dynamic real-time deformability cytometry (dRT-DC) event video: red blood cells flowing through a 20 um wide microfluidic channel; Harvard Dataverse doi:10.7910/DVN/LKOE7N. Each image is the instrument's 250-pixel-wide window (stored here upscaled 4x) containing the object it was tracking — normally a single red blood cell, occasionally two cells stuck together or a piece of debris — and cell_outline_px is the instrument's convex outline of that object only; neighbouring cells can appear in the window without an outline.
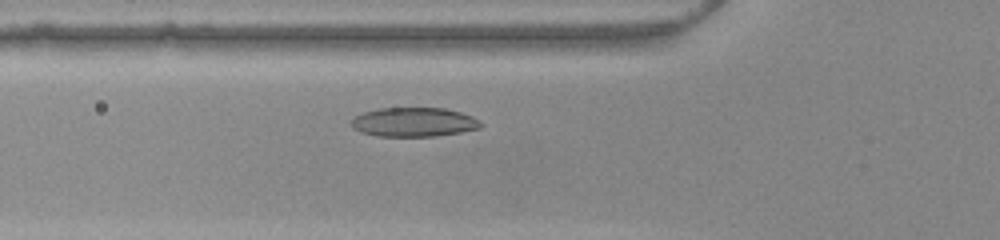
{"species": "common noctule bat (a hibernating species)", "species_latin": "Nyctalus noctula", "temperature_condition": "warm", "stored_images_in_passage": 38, "camera_frame_rate_fps": 3000, "um_per_image_px": 0.085, "animal": {"sex": "female", "body_mass_g": 22.0, "forearm_length_mm": 56.7}, "frame": {"image": 1, "passage_image": 4, "time_ms": 1.0, "image_size_px": [1000, 240], "cell_outline_px": [[484, 124], [480, 128], [460, 132], [436, 136], [376, 136], [360, 132], [352, 128], [352, 116], [364, 112], [380, 108], [444, 108], [460, 112], [472, 116], [480, 120]], "centroid_in_image_um": [35.17, 10.38], "position_along_channel_um": 90.6, "area_um2": 22.14}}
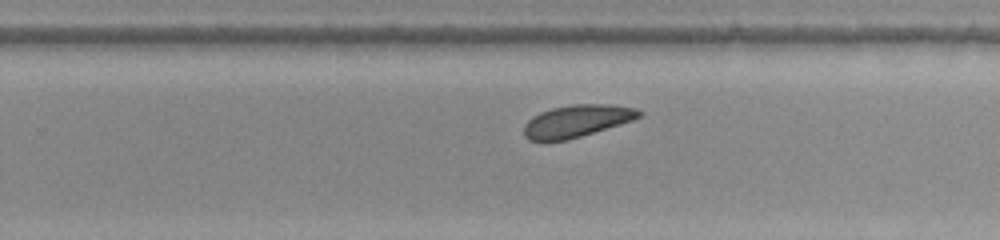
{"frame": {"image": 2, "passage_image": 19, "time_ms": 6.0, "image_size_px": [1000, 240], "cell_outline_px": [[644, 112], [640, 116], [632, 120], [620, 124], [568, 140], [528, 140], [524, 136], [524, 124], [532, 116], [540, 112], [552, 108], [572, 104], [612, 104], [636, 108]], "centroid_in_image_um": [49.03, 10.27], "position_along_channel_um": 280.8, "area_um2": 21.56}}
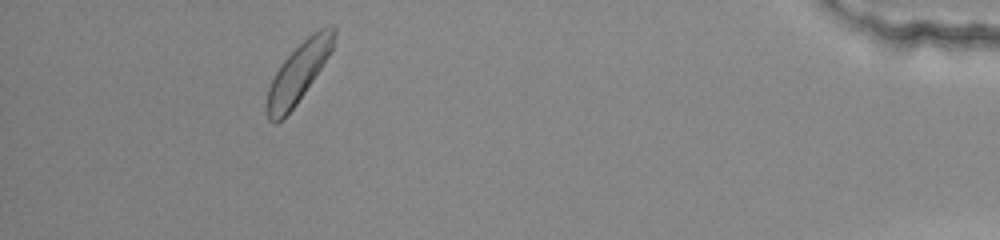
{"frame": {"image": 3, "passage_image": 34, "time_ms": 11.0, "image_size_px": [1000, 240], "cell_outline_px": [[336, 36], [332, 52], [296, 104], [276, 124], [272, 124], [268, 120], [264, 112], [264, 104], [268, 88], [280, 64], [312, 32], [320, 28], [332, 24], [336, 28]], "centroid_in_image_um": [25.35, 6.18], "position_along_channel_um": 409.9, "area_um2": 23.29}, "authors_computed_cell_mechanics": {"area_um2": 22.3108, "velocity_mm_per_s": 3.8136, "shape_relaxation_time_tau1_ms": 1.0379, "shape_relaxation_time_tau2_ms": null, "deformation_change_tau1": 0.0655, "deformation_change_tau2": null}}